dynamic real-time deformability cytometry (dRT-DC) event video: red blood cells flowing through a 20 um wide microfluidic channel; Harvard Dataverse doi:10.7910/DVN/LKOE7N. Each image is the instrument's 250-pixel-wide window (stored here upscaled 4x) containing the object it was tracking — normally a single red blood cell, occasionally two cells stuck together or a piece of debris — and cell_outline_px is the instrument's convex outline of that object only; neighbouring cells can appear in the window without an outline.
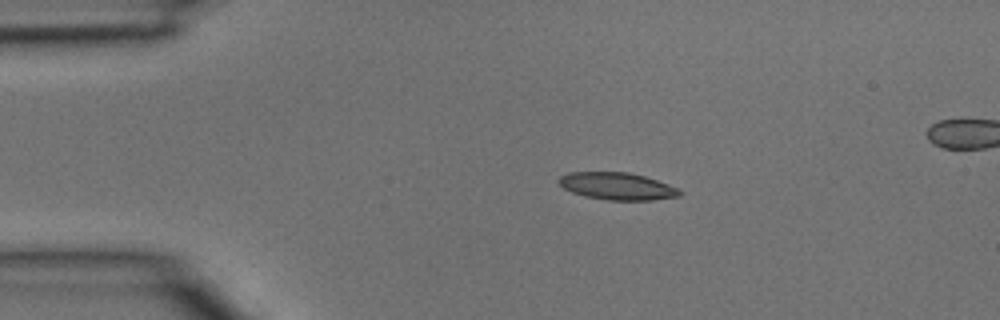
{"species": "common noctule bat (a hibernating species)", "species_latin": "Nyctalus noctula", "temperature_condition": "room temperature", "stored_images_in_passage": 3, "camera_frame_rate_fps": 3000, "um_per_image_px": 0.085, "animal": {"sex": "male", "body_mass_g": 15.6}, "frame": {"image": 1, "passage_image": 1, "time_ms": 0.0, "image_size_px": [1000, 320], "cell_outline_px": [[684, 192], [680, 196], [652, 200], [608, 200], [584, 196], [572, 192], [564, 188], [556, 180], [560, 176], [568, 172], [628, 172], [644, 176], [680, 188]], "centroid_in_image_um": [52.47, 15.82], "position_along_channel_um": 32.5, "area_um2": 19.31}}